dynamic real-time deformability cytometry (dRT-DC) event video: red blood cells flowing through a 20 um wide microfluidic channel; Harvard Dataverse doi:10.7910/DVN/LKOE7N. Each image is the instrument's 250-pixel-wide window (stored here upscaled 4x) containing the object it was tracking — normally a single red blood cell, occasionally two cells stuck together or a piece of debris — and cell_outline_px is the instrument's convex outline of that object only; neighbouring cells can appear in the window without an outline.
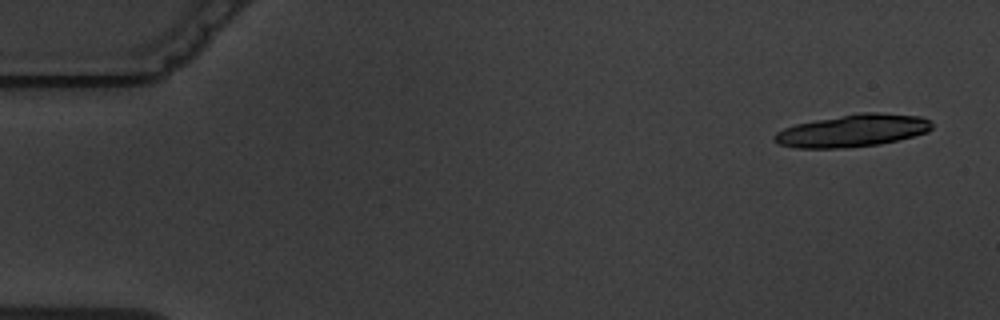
{"species": "common noctule bat (a hibernating species)", "species_latin": "Nyctalus noctula", "temperature_condition": "warm", "stored_images_in_passage": 10, "camera_frame_rate_fps": 3000, "um_per_image_px": 0.085, "animal": {"sex": "male", "body_mass_g": 19.5, "forearm_length_mm": 54.6}, "frame": {"image": 1, "passage_image": 1, "time_ms": 0.0, "image_size_px": [1000, 320], "cell_outline_px": [[932, 128], [928, 132], [880, 144], [844, 148], [796, 148], [780, 144], [772, 140], [772, 136], [776, 132], [784, 128], [796, 124], [816, 120], [860, 112], [880, 112], [920, 116], [928, 120], [932, 124]], "centroid_in_image_um": [72.45, 11.1], "position_along_channel_um": 12.5, "area_um2": 29.71}}